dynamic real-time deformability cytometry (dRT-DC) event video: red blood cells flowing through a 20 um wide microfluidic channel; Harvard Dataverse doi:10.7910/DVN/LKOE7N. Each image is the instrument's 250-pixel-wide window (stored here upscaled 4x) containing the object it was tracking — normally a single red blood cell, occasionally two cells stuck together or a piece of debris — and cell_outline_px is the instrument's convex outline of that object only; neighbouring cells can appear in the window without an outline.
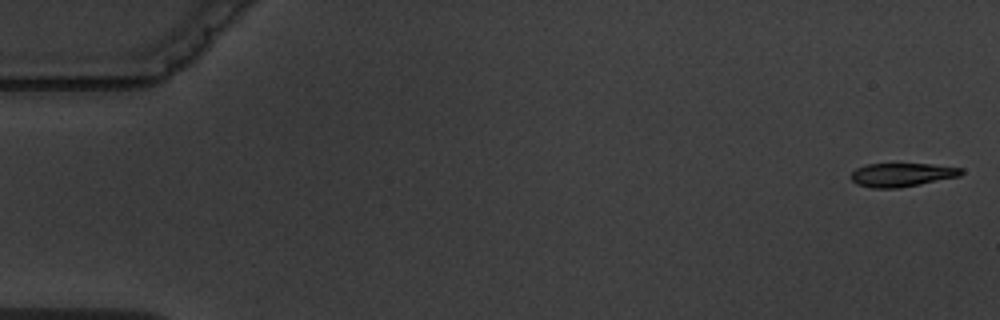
{"species": "common noctule bat (a hibernating species)", "species_latin": "Nyctalus noctula", "temperature_condition": "warm", "stored_images_in_passage": 11, "camera_frame_rate_fps": 3000, "um_per_image_px": 0.085, "animal": {"sex": "male", "body_mass_g": 19.5, "forearm_length_mm": 54.6}, "frame": {"image": 1, "passage_image": 1, "time_ms": 0.0, "image_size_px": [1000, 320], "cell_outline_px": [[964, 172], [960, 176], [920, 184], [896, 188], [872, 188], [856, 184], [852, 180], [852, 172], [856, 168], [868, 164], [932, 164], [964, 168]], "centroid_in_image_um": [76.69, 14.85], "position_along_channel_um": 8.3, "area_um2": 15.14}}
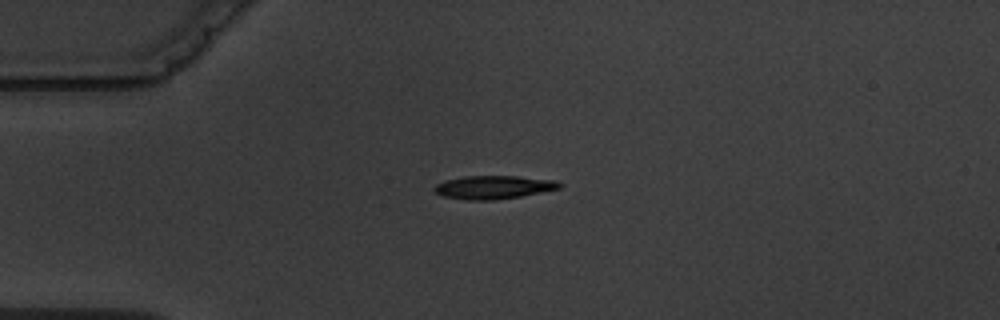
{"frame": {"image": 2, "passage_image": 4, "time_ms": 4.333, "image_size_px": [1000, 320], "cell_outline_px": [[564, 184], [560, 188], [520, 196], [492, 200], [468, 200], [444, 196], [436, 192], [432, 188], [436, 184], [444, 180], [464, 176], [516, 176], [556, 180]], "centroid_in_image_um": [41.95, 15.9], "position_along_channel_um": 43.1, "area_um2": 16.94}}